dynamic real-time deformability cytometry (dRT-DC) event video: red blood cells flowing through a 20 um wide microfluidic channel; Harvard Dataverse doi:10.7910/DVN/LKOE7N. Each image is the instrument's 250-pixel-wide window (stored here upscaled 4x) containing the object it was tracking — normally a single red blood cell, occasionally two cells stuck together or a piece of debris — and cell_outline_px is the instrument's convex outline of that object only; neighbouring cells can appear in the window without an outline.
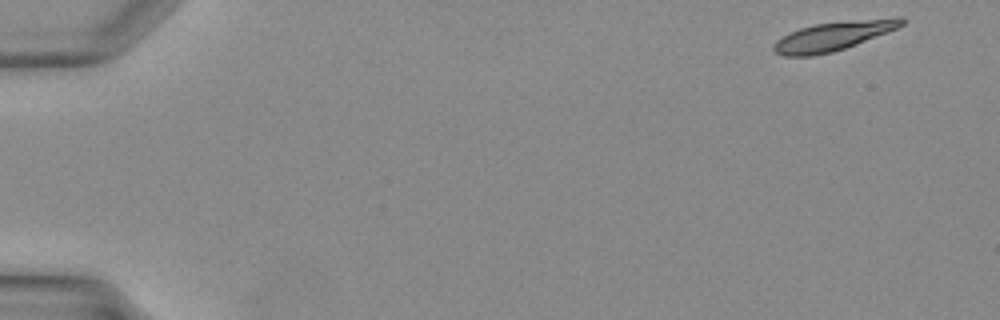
{"species": "Egyptian fruit bat (a non-hibernating species)", "species_latin": "Rousettus aegyptiacus", "temperature_condition": "warm", "stored_images_in_passage": 37, "camera_frame_rate_fps": 3000, "um_per_image_px": 0.085, "animal": {"sex": "female"}, "frame": {"image": 1, "passage_image": 1, "time_ms": 0.0, "image_size_px": [1000, 320], "cell_outline_px": [[908, 20], [904, 24], [896, 28], [856, 44], [832, 52], [812, 56], [784, 56], [776, 52], [772, 48], [772, 44], [776, 40], [800, 28], [816, 24], [896, 16], [900, 16]], "centroid_in_image_um": [70.85, 3.06], "position_along_channel_um": 14.1, "area_um2": 21.39}}
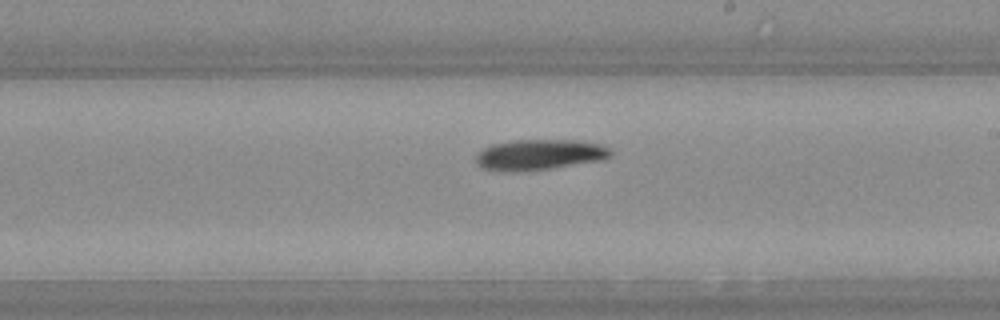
{"frame": {"image": 2, "passage_image": 22, "time_ms": 7.0, "image_size_px": [1000, 320], "cell_outline_px": [[612, 156], [604, 160], [548, 168], [504, 172], [480, 168], [476, 164], [476, 152], [492, 144], [516, 140], [580, 140], [600, 144], [608, 148], [612, 152]], "centroid_in_image_um": [45.83, 13.14], "position_along_channel_um": 243.2, "area_um2": 24.04}}
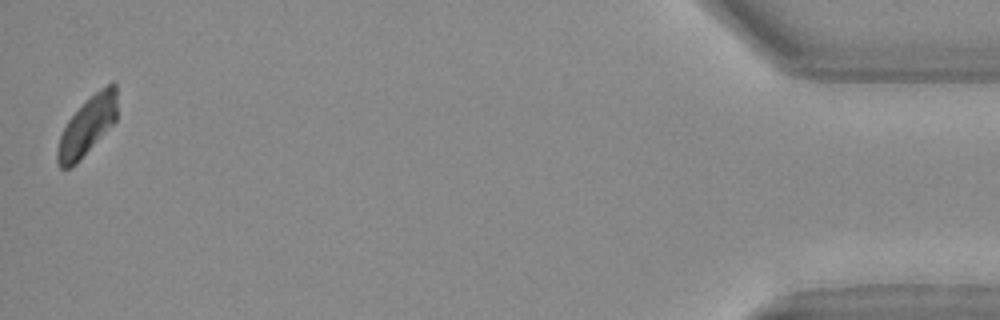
{"frame": {"image": 3, "passage_image": 37, "time_ms": 12.0, "image_size_px": [1000, 320], "cell_outline_px": [[116, 120], [76, 164], [68, 168], [60, 168], [56, 160], [56, 148], [60, 136], [68, 120], [100, 88], [112, 80], [116, 84]], "centroid_in_image_um": [7.4, 10.72], "position_along_channel_um": 427.8, "area_um2": 19.88}}